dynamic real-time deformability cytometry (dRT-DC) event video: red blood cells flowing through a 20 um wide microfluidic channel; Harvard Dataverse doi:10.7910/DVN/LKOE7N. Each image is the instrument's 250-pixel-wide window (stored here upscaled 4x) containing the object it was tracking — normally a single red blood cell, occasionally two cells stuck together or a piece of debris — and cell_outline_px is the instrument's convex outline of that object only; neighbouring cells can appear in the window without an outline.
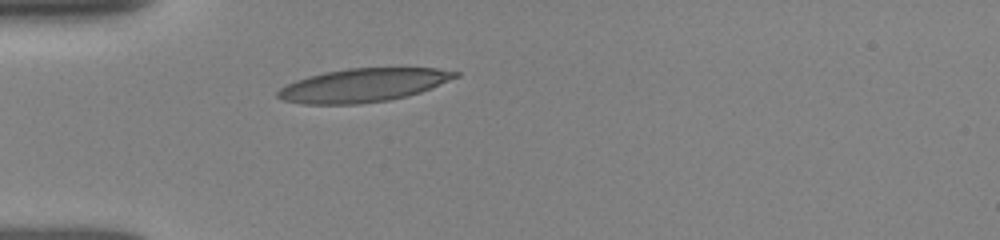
{"species": "human", "species_latin": "Homo sapiens", "temperature_condition": "room temperature", "stored_images_in_passage": 37, "camera_frame_rate_fps": 3000, "um_per_image_px": 0.085, "donor": {"sex": "female"}, "frame": {"image": 1, "passage_image": 1, "time_ms": 0.0, "image_size_px": [1000, 240], "cell_outline_px": [[460, 76], [420, 92], [408, 96], [388, 100], [356, 104], [304, 104], [284, 100], [276, 96], [276, 92], [280, 88], [296, 80], [308, 76], [324, 72], [348, 68], [436, 68], [460, 72]], "centroid_in_image_um": [30.87, 7.24], "position_along_channel_um": 54.1, "area_um2": 34.51}}
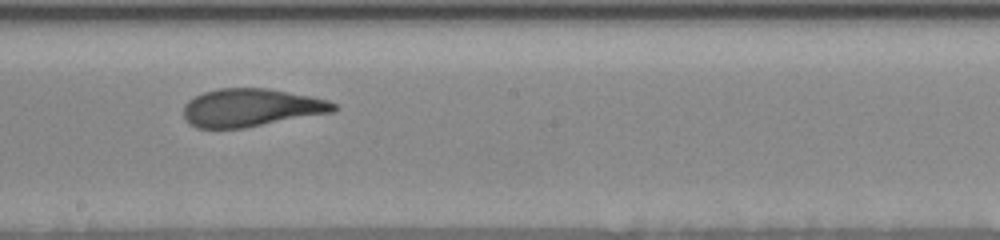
{"frame": {"image": 2, "passage_image": 15, "time_ms": 4.667, "image_size_px": [1000, 240], "cell_outline_px": [[340, 108], [336, 112], [244, 128], [196, 128], [188, 124], [184, 116], [184, 104], [188, 100], [204, 92], [220, 88], [268, 88], [312, 96], [328, 100], [336, 104]], "centroid_in_image_um": [21.39, 9.15], "position_along_channel_um": 226.8, "area_um2": 33.58}}
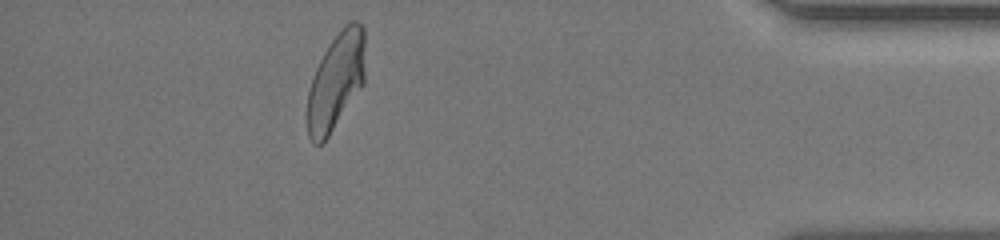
{"frame": {"image": 3, "passage_image": 32, "time_ms": 10.333, "image_size_px": [1000, 240], "cell_outline_px": [[364, 84], [328, 136], [320, 144], [312, 144], [308, 136], [304, 116], [308, 92], [316, 68], [324, 52], [332, 40], [344, 24], [348, 20], [356, 20], [364, 28]], "centroid_in_image_um": [28.52, 6.93], "position_along_channel_um": 406.7, "area_um2": 33.0}, "authors_computed_cell_mechanics": {"area_um2": 34.0442, "velocity_mm_per_s": 3.9152, "shape_relaxation_time_tau1_ms": 4.5285, "shape_relaxation_time_tau2_ms": 1.0095, "deformation_change_tau1": 0.1985, "deformation_change_tau2": 0.0841}}